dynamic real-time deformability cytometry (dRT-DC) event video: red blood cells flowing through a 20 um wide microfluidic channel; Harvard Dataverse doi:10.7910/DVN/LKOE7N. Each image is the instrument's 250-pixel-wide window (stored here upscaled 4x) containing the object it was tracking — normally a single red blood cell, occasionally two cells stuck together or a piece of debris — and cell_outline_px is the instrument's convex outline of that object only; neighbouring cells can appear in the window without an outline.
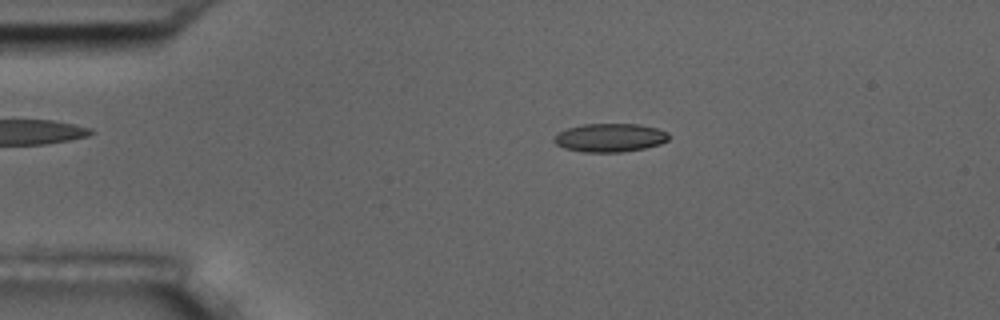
{"species": "common noctule bat (a hibernating species)", "species_latin": "Nyctalus noctula", "temperature_condition": "room temperature", "stored_images_in_passage": 56, "camera_frame_rate_fps": 3000, "um_per_image_px": 0.085, "animal": {"sex": "male", "body_mass_g": 17.5, "forearm_length_mm": 52.3}, "frame": {"image": 1, "passage_image": 11, "time_ms": 3.333, "image_size_px": [1000, 320], "cell_outline_px": [[668, 140], [660, 144], [644, 148], [624, 152], [584, 152], [564, 148], [556, 144], [552, 140], [552, 136], [568, 128], [584, 124], [640, 124], [656, 128], [668, 132]], "centroid_in_image_um": [51.83, 11.7], "position_along_channel_um": 33.2, "area_um2": 19.07}}
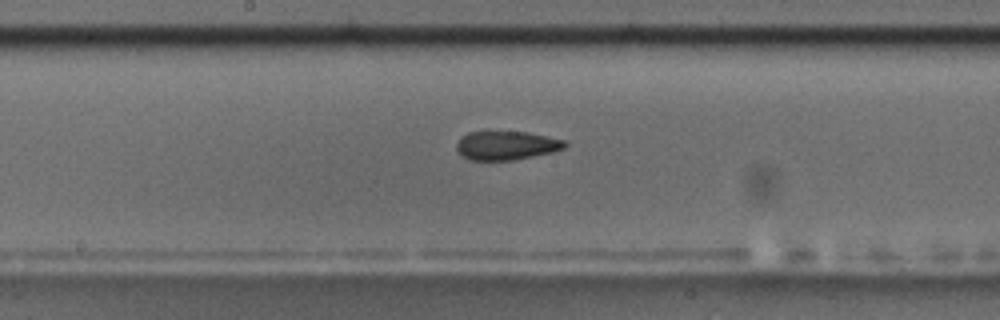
{"frame": {"image": 2, "passage_image": 29, "time_ms": 9.333, "image_size_px": [1000, 320], "cell_outline_px": [[568, 144], [564, 148], [552, 152], [512, 160], [468, 160], [460, 156], [456, 152], [456, 144], [468, 132], [528, 132], [568, 140]], "centroid_in_image_um": [43.05, 12.37], "position_along_channel_um": 205.1, "area_um2": 18.26}}
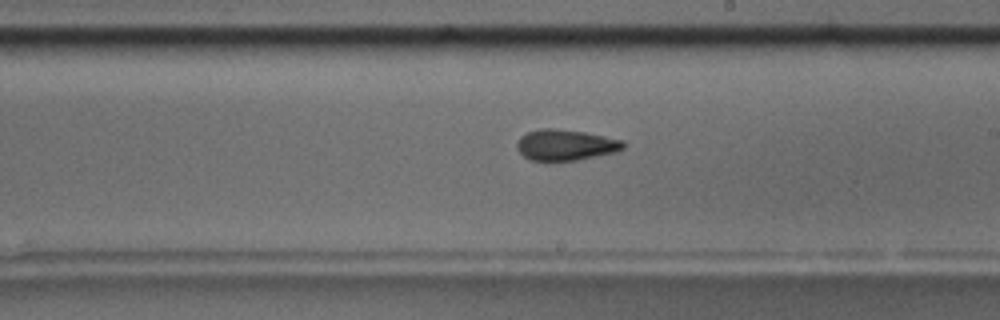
{"frame": {"image": 3, "passage_image": 32, "time_ms": 10.333, "image_size_px": [1000, 320], "cell_outline_px": [[624, 148], [616, 152], [576, 160], [552, 164], [532, 160], [524, 156], [516, 148], [516, 144], [520, 136], [528, 132], [540, 128], [556, 128], [584, 132], [624, 140]], "centroid_in_image_um": [48.03, 12.35], "position_along_channel_um": 241.0, "area_um2": 19.71}, "authors_computed_cell_mechanics": {"area_um2": 18.8717, "velocity_mm_per_s": 3.5947, "shape_relaxation_time_tau1_ms": null, "shape_relaxation_time_tau2_ms": 3.9406, "deformation_change_tau1": null, "deformation_change_tau2": 0.1167}}